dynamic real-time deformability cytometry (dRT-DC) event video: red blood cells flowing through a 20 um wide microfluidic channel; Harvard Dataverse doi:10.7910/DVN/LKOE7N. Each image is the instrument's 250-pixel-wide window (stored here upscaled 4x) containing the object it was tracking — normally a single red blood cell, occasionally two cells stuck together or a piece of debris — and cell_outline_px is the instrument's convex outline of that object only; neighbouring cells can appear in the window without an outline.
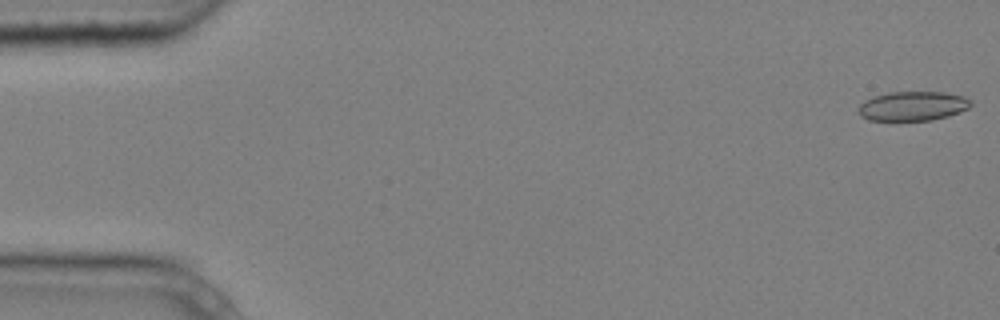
{"species": "common noctule bat (a hibernating species)", "species_latin": "Nyctalus noctula", "temperature_condition": "cold", "stored_images_in_passage": 5, "segment_of_instrument_passage": [1, 2], "camera_frame_rate_fps": 3000, "um_per_image_px": 0.085, "animal": {"sex": "male", "body_mass_g": 20.4}, "frame": {"image": 1, "passage_image": 1, "time_ms": 0.0, "image_size_px": [1000, 320], "cell_outline_px": [[972, 104], [968, 108], [960, 112], [948, 116], [932, 120], [868, 120], [860, 116], [856, 112], [856, 108], [864, 100], [872, 96], [888, 92], [944, 92], [964, 96], [972, 100]], "centroid_in_image_um": [77.55, 9.01], "position_along_channel_um": 7.5, "area_um2": 19.54}}
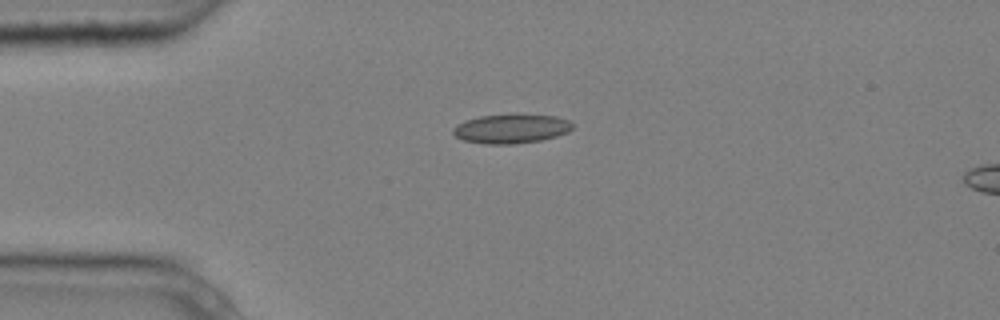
{"frame": {"image": 2, "passage_image": 4, "time_ms": 1.0, "image_size_px": [1000, 320], "cell_outline_px": [[572, 128], [568, 132], [556, 136], [540, 140], [516, 144], [484, 144], [464, 140], [456, 136], [452, 132], [452, 128], [464, 120], [480, 116], [516, 112], [556, 116], [568, 120], [572, 124]], "centroid_in_image_um": [43.45, 10.9], "position_along_channel_um": 41.6, "area_um2": 20.87}}